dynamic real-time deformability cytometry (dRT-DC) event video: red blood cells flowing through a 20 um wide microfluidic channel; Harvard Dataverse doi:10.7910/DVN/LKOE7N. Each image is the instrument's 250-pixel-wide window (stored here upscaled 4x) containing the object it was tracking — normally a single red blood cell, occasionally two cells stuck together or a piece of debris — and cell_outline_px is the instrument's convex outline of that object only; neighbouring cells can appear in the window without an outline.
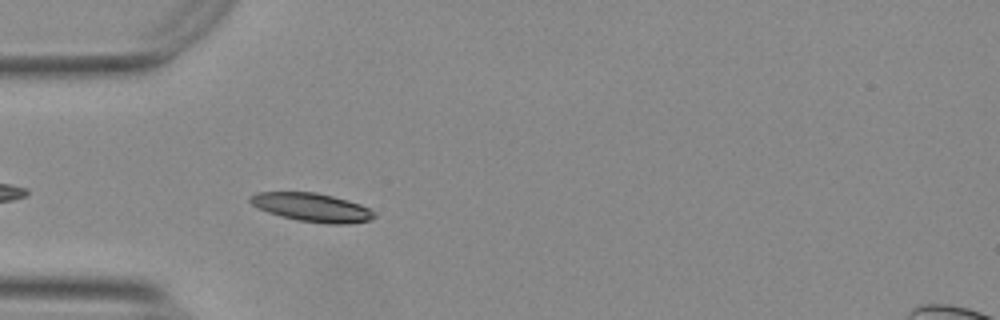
{"species": "Egyptian fruit bat (a non-hibernating species)", "species_latin": "Rousettus aegyptiacus", "temperature_condition": "warm", "stored_images_in_passage": 35, "camera_frame_rate_fps": 3000, "um_per_image_px": 0.085, "animal": {"sex": "female"}, "frame": {"image": 1, "passage_image": 3, "time_ms": 0.667, "image_size_px": [1000, 320], "cell_outline_px": [[376, 216], [372, 220], [348, 224], [328, 224], [300, 220], [280, 216], [268, 212], [252, 204], [248, 200], [248, 196], [256, 192], [316, 192], [332, 196], [360, 204], [376, 212]], "centroid_in_image_um": [26.53, 17.63], "position_along_channel_um": 58.5, "area_um2": 20.63}}
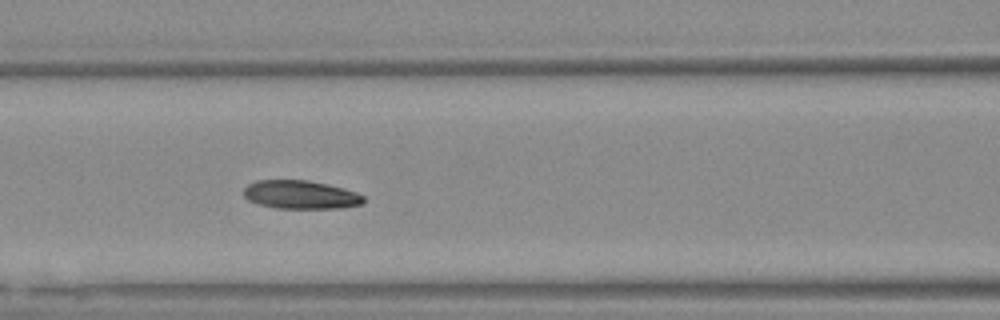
{"frame": {"image": 2, "passage_image": 10, "time_ms": 3.0, "image_size_px": [1000, 320], "cell_outline_px": [[364, 204], [340, 208], [276, 208], [256, 204], [248, 200], [244, 196], [244, 188], [248, 184], [256, 180], [308, 180], [344, 188], [356, 192], [364, 196]], "centroid_in_image_um": [25.54, 16.55], "position_along_channel_um": 141.1, "area_um2": 20.0}}
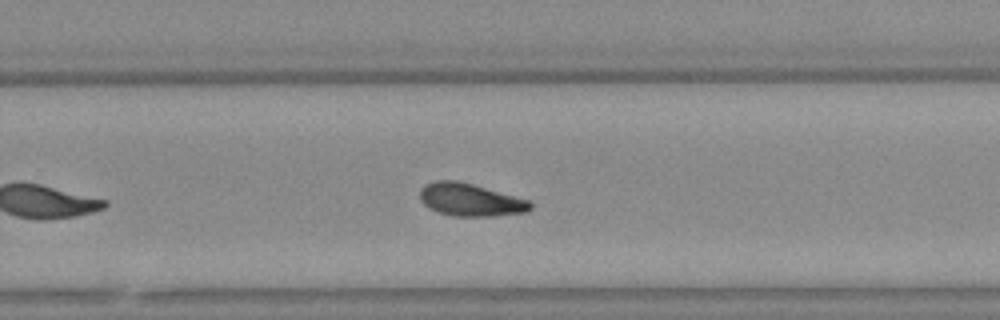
{"frame": {"image": 3, "passage_image": 22, "time_ms": 7.0, "image_size_px": [1000, 320], "cell_outline_px": [[532, 208], [528, 212], [492, 216], [452, 216], [436, 212], [428, 208], [420, 200], [420, 188], [424, 184], [436, 180], [456, 180], [472, 184], [532, 200]], "centroid_in_image_um": [39.98, 16.98], "position_along_channel_um": 289.8, "area_um2": 21.39}, "authors_computed_cell_mechanics": {"area_um2": 20.6346, "velocity_mm_per_s": 3.7344, "shape_relaxation_time_tau1_ms": 6.7385, "shape_relaxation_time_tau2_ms": 2.7328, "deformation_change_tau1": 0.1428, "deformation_change_tau2": 0.0993}}